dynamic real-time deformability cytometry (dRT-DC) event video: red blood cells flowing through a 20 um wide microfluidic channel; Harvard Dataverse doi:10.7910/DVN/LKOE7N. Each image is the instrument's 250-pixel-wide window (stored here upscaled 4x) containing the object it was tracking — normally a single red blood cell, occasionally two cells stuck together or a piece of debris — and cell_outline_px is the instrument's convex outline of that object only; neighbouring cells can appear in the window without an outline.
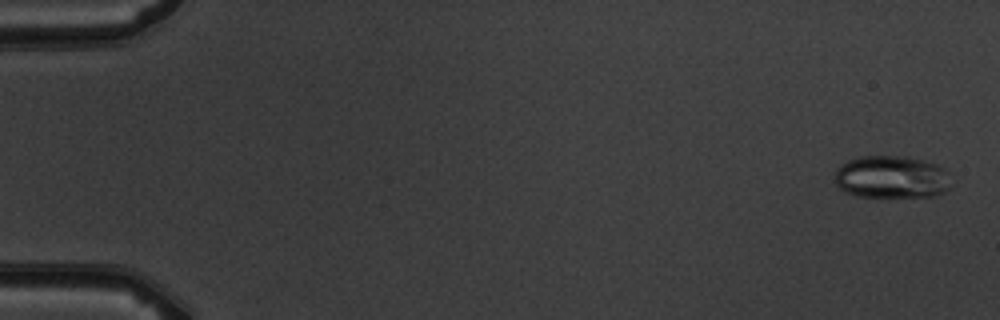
{"species": "common noctule bat (a hibernating species)", "species_latin": "Nyctalus noctula", "temperature_condition": "warm", "stored_images_in_passage": 6, "camera_frame_rate_fps": 3000, "um_per_image_px": 0.085, "animal": {"sex": "male", "body_mass_g": 19.5, "forearm_length_mm": 54.6}, "frame": {"image": 1, "passage_image": 1, "time_ms": 0.0, "image_size_px": [1000, 320], "cell_outline_px": [[948, 188], [944, 192], [936, 196], [856, 196], [844, 192], [836, 184], [836, 168], [840, 164], [848, 160], [860, 156], [908, 156], [924, 160], [936, 164], [944, 172]], "centroid_in_image_um": [75.7, 15.04], "position_along_channel_um": 9.3, "area_um2": 28.5}}